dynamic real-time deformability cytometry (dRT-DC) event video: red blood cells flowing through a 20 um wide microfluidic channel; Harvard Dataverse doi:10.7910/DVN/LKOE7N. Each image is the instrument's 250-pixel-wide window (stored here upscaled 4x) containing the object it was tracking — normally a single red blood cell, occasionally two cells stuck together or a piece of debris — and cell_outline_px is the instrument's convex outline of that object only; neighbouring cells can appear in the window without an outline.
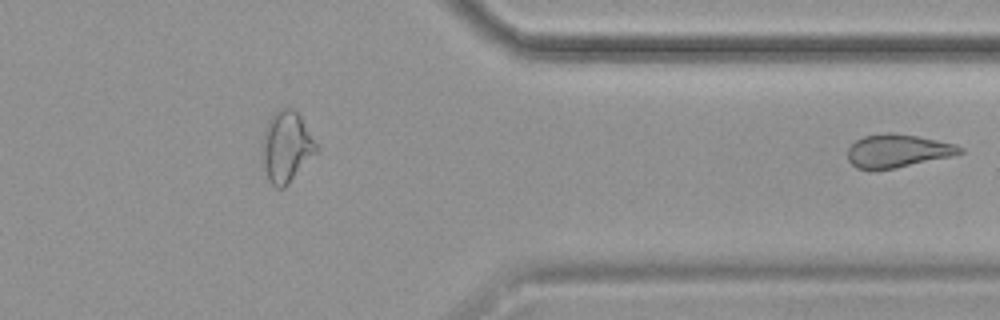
{"species": "common noctule bat (a hibernating species)", "species_latin": "Nyctalus noctula", "temperature_condition": "cold", "stored_images_in_passage": 40, "segment_of_instrument_passage": [2, 2], "camera_frame_rate_fps": 3000, "um_per_image_px": 0.085, "animal": {"sex": "female", "body_mass_g": 19.9}, "frame": {"image": 1, "passage_image": 40, "time_ms": 13.0, "image_size_px": [1000, 320], "cell_outline_px": [[964, 152], [952, 156], [896, 168], [856, 168], [848, 160], [848, 148], [856, 140], [864, 136], [888, 132], [892, 132], [916, 136], [956, 144], [964, 148]], "centroid_in_image_um": [76.32, 12.81], "position_along_channel_um": 335.1, "area_um2": 21.44}}